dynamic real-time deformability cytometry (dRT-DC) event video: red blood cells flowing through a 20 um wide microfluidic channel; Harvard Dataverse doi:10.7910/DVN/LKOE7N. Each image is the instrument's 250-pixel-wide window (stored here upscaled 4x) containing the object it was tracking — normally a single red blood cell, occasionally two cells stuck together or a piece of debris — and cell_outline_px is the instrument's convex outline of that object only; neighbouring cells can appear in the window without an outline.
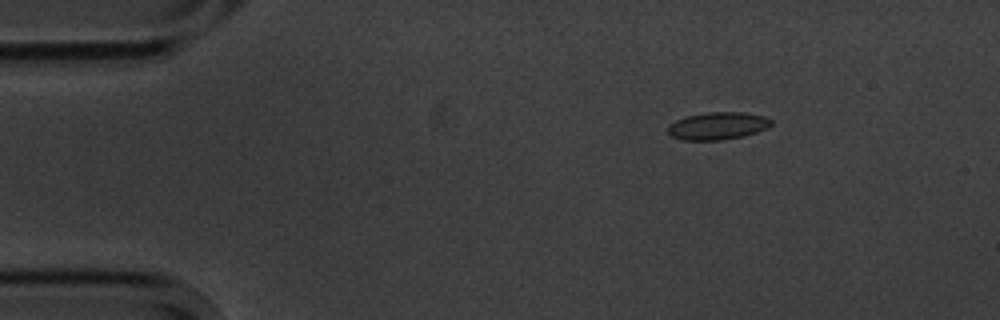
{"species": "common noctule bat (a hibernating species)", "species_latin": "Nyctalus noctula", "temperature_condition": "cold", "stored_images_in_passage": 4, "camera_frame_rate_fps": 3000, "um_per_image_px": 0.085, "animal": {"sex": "male", "body_mass_g": 20.1, "forearm_length_mm": 53.5}, "frame": {"image": 1, "passage_image": 4, "time_ms": 3.667, "image_size_px": [1000, 320], "cell_outline_px": [[772, 124], [768, 128], [744, 136], [724, 140], [680, 140], [672, 136], [668, 132], [668, 124], [676, 120], [688, 116], [708, 112], [740, 112], [764, 116], [772, 120]], "centroid_in_image_um": [61.01, 10.71], "position_along_channel_um": 24.0, "area_um2": 16.59}}